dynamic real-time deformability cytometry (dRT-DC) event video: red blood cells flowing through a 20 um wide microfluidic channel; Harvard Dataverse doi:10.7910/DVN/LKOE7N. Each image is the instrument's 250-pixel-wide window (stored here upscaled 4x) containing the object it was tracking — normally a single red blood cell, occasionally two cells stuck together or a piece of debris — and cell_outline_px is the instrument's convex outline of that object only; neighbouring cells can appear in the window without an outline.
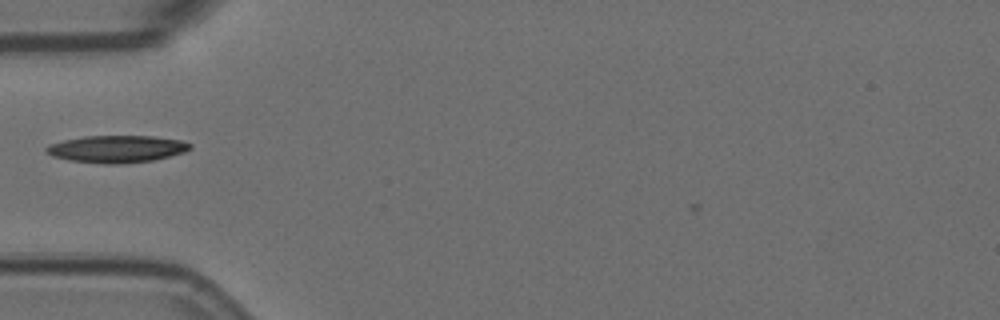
{"species": "Egyptian fruit bat (a non-hibernating species)", "species_latin": "Rousettus aegyptiacus", "temperature_condition": "room temperature", "stored_images_in_passage": 28, "camera_frame_rate_fps": 3000, "um_per_image_px": 0.085, "animal": {"sex": "female"}, "frame": {"image": 1, "passage_image": 5, "time_ms": 1.333, "image_size_px": [1000, 320], "cell_outline_px": [[192, 148], [184, 152], [152, 160], [120, 164], [104, 164], [68, 160], [52, 156], [44, 152], [44, 148], [48, 144], [64, 140], [84, 136], [152, 136], [180, 140], [192, 144]], "centroid_in_image_um": [9.87, 12.66], "position_along_channel_um": 75.1, "area_um2": 22.83}}